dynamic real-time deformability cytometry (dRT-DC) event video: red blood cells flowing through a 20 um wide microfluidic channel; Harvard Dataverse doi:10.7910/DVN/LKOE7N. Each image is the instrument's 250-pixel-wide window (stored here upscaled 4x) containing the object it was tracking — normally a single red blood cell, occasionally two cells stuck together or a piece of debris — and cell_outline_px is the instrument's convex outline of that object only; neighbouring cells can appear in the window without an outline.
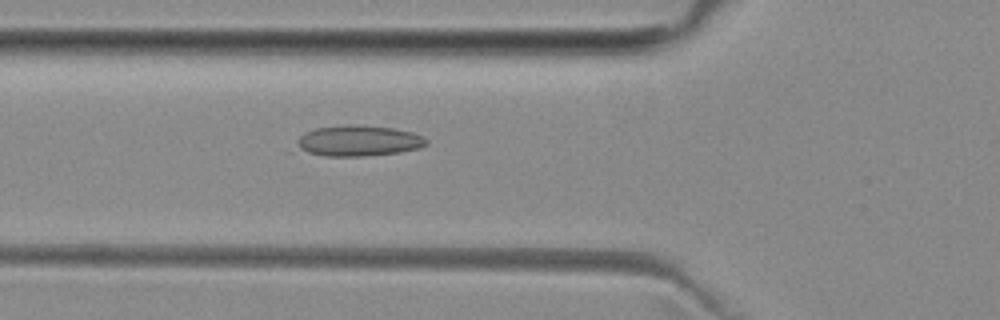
{"species": "common noctule bat (a hibernating species)", "species_latin": "Nyctalus noctula", "temperature_condition": "room temperature", "stored_images_in_passage": 47, "camera_frame_rate_fps": 3000, "um_per_image_px": 0.085, "animal": {"sex": "female", "body_mass_g": 29.2, "forearm_length_mm": 56.3}, "frame": {"image": 1, "passage_image": 14, "time_ms": 4.333, "image_size_px": [1000, 320], "cell_outline_px": [[428, 144], [420, 148], [400, 152], [364, 156], [324, 156], [308, 152], [300, 148], [296, 140], [304, 132], [316, 128], [344, 124], [352, 124], [392, 128], [412, 132], [424, 136], [428, 140]], "centroid_in_image_um": [30.5, 11.96], "position_along_channel_um": 95.3, "area_um2": 23.29}}
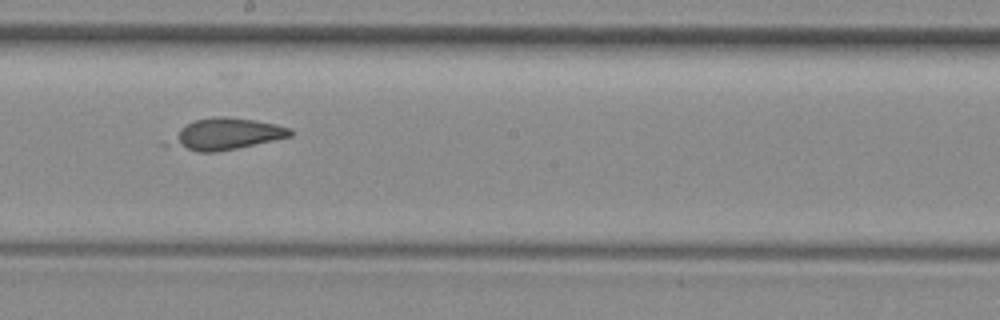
{"frame": {"image": 2, "passage_image": 24, "time_ms": 7.667, "image_size_px": [1000, 320], "cell_outline_px": [[292, 136], [236, 148], [216, 152], [196, 152], [172, 140], [180, 128], [196, 120], [216, 116], [224, 116], [256, 120], [276, 124], [292, 128]], "centroid_in_image_um": [19.38, 11.36], "position_along_channel_um": 228.8, "area_um2": 21.1}}
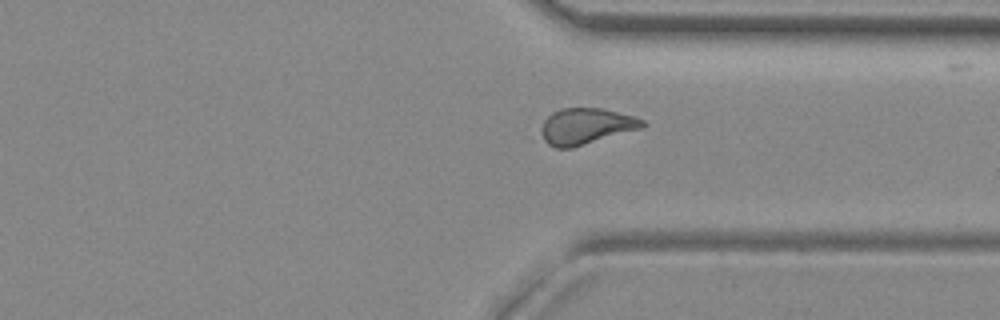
{"frame": {"image": 3, "passage_image": 34, "time_ms": 11.0, "image_size_px": [1000, 320], "cell_outline_px": [[648, 124], [640, 128], [572, 148], [556, 148], [548, 144], [544, 140], [544, 120], [552, 112], [560, 108], [600, 108], [632, 116], [644, 120]], "centroid_in_image_um": [49.82, 10.72], "position_along_channel_um": 361.6, "area_um2": 20.81}}